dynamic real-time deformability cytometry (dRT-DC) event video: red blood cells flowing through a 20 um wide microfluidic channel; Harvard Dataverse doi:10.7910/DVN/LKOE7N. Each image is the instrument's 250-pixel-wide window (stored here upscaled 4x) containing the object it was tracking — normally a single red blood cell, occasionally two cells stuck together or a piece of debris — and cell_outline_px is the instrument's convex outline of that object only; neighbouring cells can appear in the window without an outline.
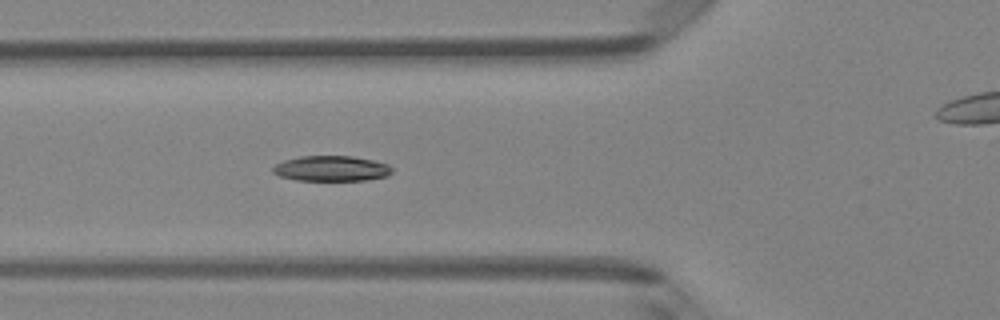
{"species": "Egyptian fruit bat (a non-hibernating species)", "species_latin": "Rousettus aegyptiacus", "temperature_condition": "room temperature", "stored_images_in_passage": 7, "camera_frame_rate_fps": 3000, "um_per_image_px": 0.085, "animal": {"sex": "female"}, "frame": {"image": 1, "passage_image": 6, "time_ms": 6.0, "image_size_px": [1000, 320], "cell_outline_px": [[392, 172], [388, 176], [364, 180], [296, 180], [280, 176], [272, 172], [272, 168], [276, 164], [284, 160], [300, 156], [352, 156], [372, 160], [388, 164], [392, 168]], "centroid_in_image_um": [28.16, 14.32], "position_along_channel_um": 97.6, "area_um2": 17.57}}